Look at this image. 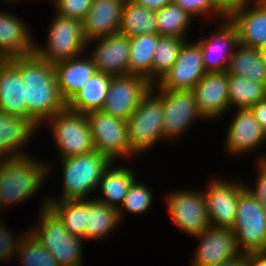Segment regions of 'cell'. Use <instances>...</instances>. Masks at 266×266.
I'll return each instance as SVG.
<instances>
[{
  "label": "cell",
  "instance_id": "cell-9",
  "mask_svg": "<svg viewBox=\"0 0 266 266\" xmlns=\"http://www.w3.org/2000/svg\"><path fill=\"white\" fill-rule=\"evenodd\" d=\"M151 90L162 100L164 140L183 135L197 119L206 120L199 111L192 90H165L158 89L155 85H152Z\"/></svg>",
  "mask_w": 266,
  "mask_h": 266
},
{
  "label": "cell",
  "instance_id": "cell-35",
  "mask_svg": "<svg viewBox=\"0 0 266 266\" xmlns=\"http://www.w3.org/2000/svg\"><path fill=\"white\" fill-rule=\"evenodd\" d=\"M187 38L161 36L152 63V85L157 84L174 65Z\"/></svg>",
  "mask_w": 266,
  "mask_h": 266
},
{
  "label": "cell",
  "instance_id": "cell-7",
  "mask_svg": "<svg viewBox=\"0 0 266 266\" xmlns=\"http://www.w3.org/2000/svg\"><path fill=\"white\" fill-rule=\"evenodd\" d=\"M49 121V122H48ZM60 159L74 157L95 150L88 118L85 113L67 107L47 120Z\"/></svg>",
  "mask_w": 266,
  "mask_h": 266
},
{
  "label": "cell",
  "instance_id": "cell-10",
  "mask_svg": "<svg viewBox=\"0 0 266 266\" xmlns=\"http://www.w3.org/2000/svg\"><path fill=\"white\" fill-rule=\"evenodd\" d=\"M95 150L107 155L112 161L135 154L128 142L127 121L102 110L86 113Z\"/></svg>",
  "mask_w": 266,
  "mask_h": 266
},
{
  "label": "cell",
  "instance_id": "cell-22",
  "mask_svg": "<svg viewBox=\"0 0 266 266\" xmlns=\"http://www.w3.org/2000/svg\"><path fill=\"white\" fill-rule=\"evenodd\" d=\"M38 128L29 118L0 111V158L27 155L22 149Z\"/></svg>",
  "mask_w": 266,
  "mask_h": 266
},
{
  "label": "cell",
  "instance_id": "cell-17",
  "mask_svg": "<svg viewBox=\"0 0 266 266\" xmlns=\"http://www.w3.org/2000/svg\"><path fill=\"white\" fill-rule=\"evenodd\" d=\"M98 40V41H97ZM98 42L90 57L97 72L116 77L129 75V38L120 34L97 38Z\"/></svg>",
  "mask_w": 266,
  "mask_h": 266
},
{
  "label": "cell",
  "instance_id": "cell-34",
  "mask_svg": "<svg viewBox=\"0 0 266 266\" xmlns=\"http://www.w3.org/2000/svg\"><path fill=\"white\" fill-rule=\"evenodd\" d=\"M156 15L157 33L160 36L186 38L193 17L181 7L172 3L156 10Z\"/></svg>",
  "mask_w": 266,
  "mask_h": 266
},
{
  "label": "cell",
  "instance_id": "cell-21",
  "mask_svg": "<svg viewBox=\"0 0 266 266\" xmlns=\"http://www.w3.org/2000/svg\"><path fill=\"white\" fill-rule=\"evenodd\" d=\"M125 0H93L82 21L87 42L118 34Z\"/></svg>",
  "mask_w": 266,
  "mask_h": 266
},
{
  "label": "cell",
  "instance_id": "cell-48",
  "mask_svg": "<svg viewBox=\"0 0 266 266\" xmlns=\"http://www.w3.org/2000/svg\"><path fill=\"white\" fill-rule=\"evenodd\" d=\"M4 1L5 2H10V3L13 2L14 3V2H17V1H20V0H4Z\"/></svg>",
  "mask_w": 266,
  "mask_h": 266
},
{
  "label": "cell",
  "instance_id": "cell-37",
  "mask_svg": "<svg viewBox=\"0 0 266 266\" xmlns=\"http://www.w3.org/2000/svg\"><path fill=\"white\" fill-rule=\"evenodd\" d=\"M152 202L153 195L152 191H150V187L141 182L139 183V181L137 182L135 179L125 196L122 205L118 209L120 221L124 217L122 214L124 210L122 209L125 208V211L134 214H143L150 209L153 205Z\"/></svg>",
  "mask_w": 266,
  "mask_h": 266
},
{
  "label": "cell",
  "instance_id": "cell-11",
  "mask_svg": "<svg viewBox=\"0 0 266 266\" xmlns=\"http://www.w3.org/2000/svg\"><path fill=\"white\" fill-rule=\"evenodd\" d=\"M165 200L168 215L185 233L195 237L210 226L204 191L175 190Z\"/></svg>",
  "mask_w": 266,
  "mask_h": 266
},
{
  "label": "cell",
  "instance_id": "cell-1",
  "mask_svg": "<svg viewBox=\"0 0 266 266\" xmlns=\"http://www.w3.org/2000/svg\"><path fill=\"white\" fill-rule=\"evenodd\" d=\"M9 60L19 69L24 84L26 118L41 127L49 118L67 107L58 89L54 65L34 53Z\"/></svg>",
  "mask_w": 266,
  "mask_h": 266
},
{
  "label": "cell",
  "instance_id": "cell-13",
  "mask_svg": "<svg viewBox=\"0 0 266 266\" xmlns=\"http://www.w3.org/2000/svg\"><path fill=\"white\" fill-rule=\"evenodd\" d=\"M206 73L200 44L186 40L174 65L155 86L165 90H193Z\"/></svg>",
  "mask_w": 266,
  "mask_h": 266
},
{
  "label": "cell",
  "instance_id": "cell-44",
  "mask_svg": "<svg viewBox=\"0 0 266 266\" xmlns=\"http://www.w3.org/2000/svg\"><path fill=\"white\" fill-rule=\"evenodd\" d=\"M248 266H266V252H249Z\"/></svg>",
  "mask_w": 266,
  "mask_h": 266
},
{
  "label": "cell",
  "instance_id": "cell-19",
  "mask_svg": "<svg viewBox=\"0 0 266 266\" xmlns=\"http://www.w3.org/2000/svg\"><path fill=\"white\" fill-rule=\"evenodd\" d=\"M192 91L200 113L207 120L217 119L230 109L226 71L207 72Z\"/></svg>",
  "mask_w": 266,
  "mask_h": 266
},
{
  "label": "cell",
  "instance_id": "cell-14",
  "mask_svg": "<svg viewBox=\"0 0 266 266\" xmlns=\"http://www.w3.org/2000/svg\"><path fill=\"white\" fill-rule=\"evenodd\" d=\"M151 87L152 85L145 78L138 75L112 77L101 110L127 121Z\"/></svg>",
  "mask_w": 266,
  "mask_h": 266
},
{
  "label": "cell",
  "instance_id": "cell-25",
  "mask_svg": "<svg viewBox=\"0 0 266 266\" xmlns=\"http://www.w3.org/2000/svg\"><path fill=\"white\" fill-rule=\"evenodd\" d=\"M80 57L78 56L54 65L58 89L66 103L96 72V67L90 56L86 57V59Z\"/></svg>",
  "mask_w": 266,
  "mask_h": 266
},
{
  "label": "cell",
  "instance_id": "cell-5",
  "mask_svg": "<svg viewBox=\"0 0 266 266\" xmlns=\"http://www.w3.org/2000/svg\"><path fill=\"white\" fill-rule=\"evenodd\" d=\"M47 44L34 47V54L52 65L80 56L88 42L82 22L56 14L50 23Z\"/></svg>",
  "mask_w": 266,
  "mask_h": 266
},
{
  "label": "cell",
  "instance_id": "cell-32",
  "mask_svg": "<svg viewBox=\"0 0 266 266\" xmlns=\"http://www.w3.org/2000/svg\"><path fill=\"white\" fill-rule=\"evenodd\" d=\"M266 97V83H257L246 78L228 75L229 107L251 108Z\"/></svg>",
  "mask_w": 266,
  "mask_h": 266
},
{
  "label": "cell",
  "instance_id": "cell-30",
  "mask_svg": "<svg viewBox=\"0 0 266 266\" xmlns=\"http://www.w3.org/2000/svg\"><path fill=\"white\" fill-rule=\"evenodd\" d=\"M120 222L118 209L93 198L86 199L85 239L102 240L103 237L109 236Z\"/></svg>",
  "mask_w": 266,
  "mask_h": 266
},
{
  "label": "cell",
  "instance_id": "cell-31",
  "mask_svg": "<svg viewBox=\"0 0 266 266\" xmlns=\"http://www.w3.org/2000/svg\"><path fill=\"white\" fill-rule=\"evenodd\" d=\"M157 33L156 10L125 0L118 34L128 38Z\"/></svg>",
  "mask_w": 266,
  "mask_h": 266
},
{
  "label": "cell",
  "instance_id": "cell-26",
  "mask_svg": "<svg viewBox=\"0 0 266 266\" xmlns=\"http://www.w3.org/2000/svg\"><path fill=\"white\" fill-rule=\"evenodd\" d=\"M112 163L114 161L105 169L98 184V186L100 185L99 190L102 193V197H98L95 200L119 209L131 184L137 177L134 174L135 171L127 166H114L112 168V165H114Z\"/></svg>",
  "mask_w": 266,
  "mask_h": 266
},
{
  "label": "cell",
  "instance_id": "cell-12",
  "mask_svg": "<svg viewBox=\"0 0 266 266\" xmlns=\"http://www.w3.org/2000/svg\"><path fill=\"white\" fill-rule=\"evenodd\" d=\"M242 182L213 179L204 191L210 226L232 228L240 195L246 190Z\"/></svg>",
  "mask_w": 266,
  "mask_h": 266
},
{
  "label": "cell",
  "instance_id": "cell-39",
  "mask_svg": "<svg viewBox=\"0 0 266 266\" xmlns=\"http://www.w3.org/2000/svg\"><path fill=\"white\" fill-rule=\"evenodd\" d=\"M56 14L83 21L89 12L93 0H52Z\"/></svg>",
  "mask_w": 266,
  "mask_h": 266
},
{
  "label": "cell",
  "instance_id": "cell-6",
  "mask_svg": "<svg viewBox=\"0 0 266 266\" xmlns=\"http://www.w3.org/2000/svg\"><path fill=\"white\" fill-rule=\"evenodd\" d=\"M162 100L150 89L127 119L128 142L134 154L148 151L163 140Z\"/></svg>",
  "mask_w": 266,
  "mask_h": 266
},
{
  "label": "cell",
  "instance_id": "cell-29",
  "mask_svg": "<svg viewBox=\"0 0 266 266\" xmlns=\"http://www.w3.org/2000/svg\"><path fill=\"white\" fill-rule=\"evenodd\" d=\"M160 37L158 33H153L129 38V74L143 77L151 85L152 63Z\"/></svg>",
  "mask_w": 266,
  "mask_h": 266
},
{
  "label": "cell",
  "instance_id": "cell-20",
  "mask_svg": "<svg viewBox=\"0 0 266 266\" xmlns=\"http://www.w3.org/2000/svg\"><path fill=\"white\" fill-rule=\"evenodd\" d=\"M265 140L266 136L253 112L249 108L237 109L226 133V152L241 155L253 151Z\"/></svg>",
  "mask_w": 266,
  "mask_h": 266
},
{
  "label": "cell",
  "instance_id": "cell-27",
  "mask_svg": "<svg viewBox=\"0 0 266 266\" xmlns=\"http://www.w3.org/2000/svg\"><path fill=\"white\" fill-rule=\"evenodd\" d=\"M112 76L95 72L67 102V108L78 113L98 111L103 108Z\"/></svg>",
  "mask_w": 266,
  "mask_h": 266
},
{
  "label": "cell",
  "instance_id": "cell-33",
  "mask_svg": "<svg viewBox=\"0 0 266 266\" xmlns=\"http://www.w3.org/2000/svg\"><path fill=\"white\" fill-rule=\"evenodd\" d=\"M71 235L85 240L86 199L48 201Z\"/></svg>",
  "mask_w": 266,
  "mask_h": 266
},
{
  "label": "cell",
  "instance_id": "cell-2",
  "mask_svg": "<svg viewBox=\"0 0 266 266\" xmlns=\"http://www.w3.org/2000/svg\"><path fill=\"white\" fill-rule=\"evenodd\" d=\"M48 165L29 154L0 158L1 208L33 196L46 180L47 172H50Z\"/></svg>",
  "mask_w": 266,
  "mask_h": 266
},
{
  "label": "cell",
  "instance_id": "cell-3",
  "mask_svg": "<svg viewBox=\"0 0 266 266\" xmlns=\"http://www.w3.org/2000/svg\"><path fill=\"white\" fill-rule=\"evenodd\" d=\"M62 161V198L48 197V201L87 199L98 189L105 169L113 162L107 155L96 150L89 153L64 158Z\"/></svg>",
  "mask_w": 266,
  "mask_h": 266
},
{
  "label": "cell",
  "instance_id": "cell-49",
  "mask_svg": "<svg viewBox=\"0 0 266 266\" xmlns=\"http://www.w3.org/2000/svg\"><path fill=\"white\" fill-rule=\"evenodd\" d=\"M0 213H1V194H0Z\"/></svg>",
  "mask_w": 266,
  "mask_h": 266
},
{
  "label": "cell",
  "instance_id": "cell-40",
  "mask_svg": "<svg viewBox=\"0 0 266 266\" xmlns=\"http://www.w3.org/2000/svg\"><path fill=\"white\" fill-rule=\"evenodd\" d=\"M2 224L4 223L0 221V262L2 260L3 262L4 260L7 261L11 257L16 256L19 249V245L26 235H18L15 238L13 237V234H11L10 231L5 228L6 226Z\"/></svg>",
  "mask_w": 266,
  "mask_h": 266
},
{
  "label": "cell",
  "instance_id": "cell-43",
  "mask_svg": "<svg viewBox=\"0 0 266 266\" xmlns=\"http://www.w3.org/2000/svg\"><path fill=\"white\" fill-rule=\"evenodd\" d=\"M133 3L152 10H160L173 3V0H131Z\"/></svg>",
  "mask_w": 266,
  "mask_h": 266
},
{
  "label": "cell",
  "instance_id": "cell-15",
  "mask_svg": "<svg viewBox=\"0 0 266 266\" xmlns=\"http://www.w3.org/2000/svg\"><path fill=\"white\" fill-rule=\"evenodd\" d=\"M227 18L237 29L238 43L258 49L266 46V0L235 6Z\"/></svg>",
  "mask_w": 266,
  "mask_h": 266
},
{
  "label": "cell",
  "instance_id": "cell-36",
  "mask_svg": "<svg viewBox=\"0 0 266 266\" xmlns=\"http://www.w3.org/2000/svg\"><path fill=\"white\" fill-rule=\"evenodd\" d=\"M25 233L16 255L23 266H60L54 256L30 232Z\"/></svg>",
  "mask_w": 266,
  "mask_h": 266
},
{
  "label": "cell",
  "instance_id": "cell-38",
  "mask_svg": "<svg viewBox=\"0 0 266 266\" xmlns=\"http://www.w3.org/2000/svg\"><path fill=\"white\" fill-rule=\"evenodd\" d=\"M173 3L181 7L189 15L197 16H217L222 20L227 19L228 11L219 3L218 0H173Z\"/></svg>",
  "mask_w": 266,
  "mask_h": 266
},
{
  "label": "cell",
  "instance_id": "cell-46",
  "mask_svg": "<svg viewBox=\"0 0 266 266\" xmlns=\"http://www.w3.org/2000/svg\"><path fill=\"white\" fill-rule=\"evenodd\" d=\"M218 1L227 11H229L235 6H239L255 0H218Z\"/></svg>",
  "mask_w": 266,
  "mask_h": 266
},
{
  "label": "cell",
  "instance_id": "cell-18",
  "mask_svg": "<svg viewBox=\"0 0 266 266\" xmlns=\"http://www.w3.org/2000/svg\"><path fill=\"white\" fill-rule=\"evenodd\" d=\"M209 37L197 42L201 46L202 59L207 72H224L238 44V32L229 19L223 20Z\"/></svg>",
  "mask_w": 266,
  "mask_h": 266
},
{
  "label": "cell",
  "instance_id": "cell-8",
  "mask_svg": "<svg viewBox=\"0 0 266 266\" xmlns=\"http://www.w3.org/2000/svg\"><path fill=\"white\" fill-rule=\"evenodd\" d=\"M231 229L240 252L266 250V210L248 190L240 195L236 219Z\"/></svg>",
  "mask_w": 266,
  "mask_h": 266
},
{
  "label": "cell",
  "instance_id": "cell-45",
  "mask_svg": "<svg viewBox=\"0 0 266 266\" xmlns=\"http://www.w3.org/2000/svg\"><path fill=\"white\" fill-rule=\"evenodd\" d=\"M218 266H248V253H240L235 258L220 263Z\"/></svg>",
  "mask_w": 266,
  "mask_h": 266
},
{
  "label": "cell",
  "instance_id": "cell-23",
  "mask_svg": "<svg viewBox=\"0 0 266 266\" xmlns=\"http://www.w3.org/2000/svg\"><path fill=\"white\" fill-rule=\"evenodd\" d=\"M25 21L12 13L0 12V57L9 59L32 55L35 42Z\"/></svg>",
  "mask_w": 266,
  "mask_h": 266
},
{
  "label": "cell",
  "instance_id": "cell-41",
  "mask_svg": "<svg viewBox=\"0 0 266 266\" xmlns=\"http://www.w3.org/2000/svg\"><path fill=\"white\" fill-rule=\"evenodd\" d=\"M264 156H259L260 158L256 161V173L258 176L256 178L255 186L250 187L247 185L245 187L266 210V154Z\"/></svg>",
  "mask_w": 266,
  "mask_h": 266
},
{
  "label": "cell",
  "instance_id": "cell-47",
  "mask_svg": "<svg viewBox=\"0 0 266 266\" xmlns=\"http://www.w3.org/2000/svg\"><path fill=\"white\" fill-rule=\"evenodd\" d=\"M260 52H261V56L263 58V61L265 62L266 64V46L264 48H261L260 49Z\"/></svg>",
  "mask_w": 266,
  "mask_h": 266
},
{
  "label": "cell",
  "instance_id": "cell-28",
  "mask_svg": "<svg viewBox=\"0 0 266 266\" xmlns=\"http://www.w3.org/2000/svg\"><path fill=\"white\" fill-rule=\"evenodd\" d=\"M228 75L246 78L257 83H266V64L260 49L238 43L231 55L226 70Z\"/></svg>",
  "mask_w": 266,
  "mask_h": 266
},
{
  "label": "cell",
  "instance_id": "cell-42",
  "mask_svg": "<svg viewBox=\"0 0 266 266\" xmlns=\"http://www.w3.org/2000/svg\"><path fill=\"white\" fill-rule=\"evenodd\" d=\"M250 110L266 136V97L253 105Z\"/></svg>",
  "mask_w": 266,
  "mask_h": 266
},
{
  "label": "cell",
  "instance_id": "cell-24",
  "mask_svg": "<svg viewBox=\"0 0 266 266\" xmlns=\"http://www.w3.org/2000/svg\"><path fill=\"white\" fill-rule=\"evenodd\" d=\"M25 88L19 69L9 60L0 61V111L26 117Z\"/></svg>",
  "mask_w": 266,
  "mask_h": 266
},
{
  "label": "cell",
  "instance_id": "cell-4",
  "mask_svg": "<svg viewBox=\"0 0 266 266\" xmlns=\"http://www.w3.org/2000/svg\"><path fill=\"white\" fill-rule=\"evenodd\" d=\"M43 201L40 221L28 231L54 256L60 266H82L83 239L71 235L63 221L49 207L48 199Z\"/></svg>",
  "mask_w": 266,
  "mask_h": 266
},
{
  "label": "cell",
  "instance_id": "cell-16",
  "mask_svg": "<svg viewBox=\"0 0 266 266\" xmlns=\"http://www.w3.org/2000/svg\"><path fill=\"white\" fill-rule=\"evenodd\" d=\"M195 237L199 238L200 243L195 250L192 266H218L241 253L231 228L209 226Z\"/></svg>",
  "mask_w": 266,
  "mask_h": 266
}]
</instances>
